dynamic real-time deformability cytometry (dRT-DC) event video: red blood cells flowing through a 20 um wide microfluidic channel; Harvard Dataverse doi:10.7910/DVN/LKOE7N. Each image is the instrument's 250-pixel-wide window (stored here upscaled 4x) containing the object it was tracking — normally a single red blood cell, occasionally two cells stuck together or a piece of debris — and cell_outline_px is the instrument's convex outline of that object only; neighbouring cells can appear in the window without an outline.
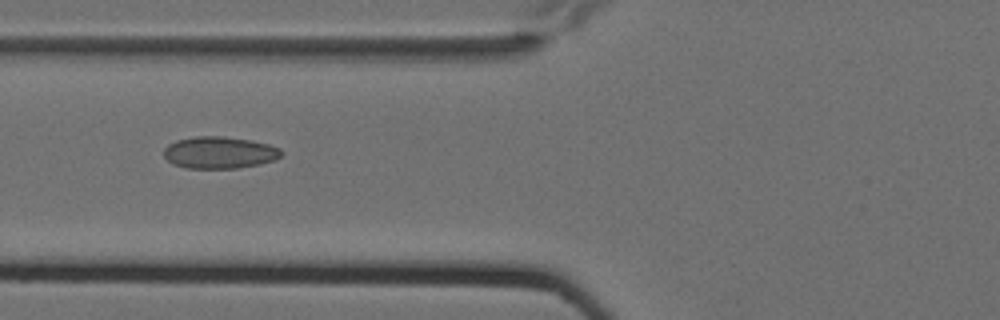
{"species": "Egyptian fruit bat (a non-hibernating species)", "species_latin": "Rousettus aegyptiacus", "temperature_condition": "cold", "stored_images_in_passage": 9, "camera_frame_rate_fps": 3000, "um_per_image_px": 0.085, "animal": {"sex": "female"}, "frame": {"image": 1, "passage_image": 7, "time_ms": 2.0, "image_size_px": [1000, 320], "cell_outline_px": [[284, 152], [276, 160], [260, 164], [240, 168], [184, 168], [172, 164], [164, 156], [164, 148], [168, 144], [176, 140], [196, 136], [224, 136], [252, 140], [268, 144], [280, 148]], "centroid_in_image_um": [18.67, 12.97], "position_along_channel_um": 107.1, "area_um2": 22.14}}
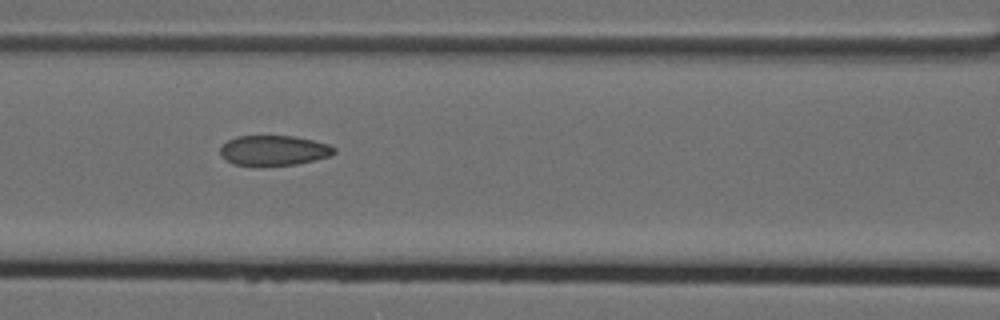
{"frame": {"image": 2, "passage_image": 8, "time_ms": 2.333, "image_size_px": [1000, 320], "cell_outline_px": [[336, 152], [332, 156], [316, 160], [296, 164], [232, 164], [220, 152], [220, 148], [228, 140], [236, 136], [292, 136], [312, 140], [328, 144], [336, 148]], "centroid_in_image_um": [23.33, 12.76], "position_along_channel_um": 143.3, "area_um2": 19.54}}
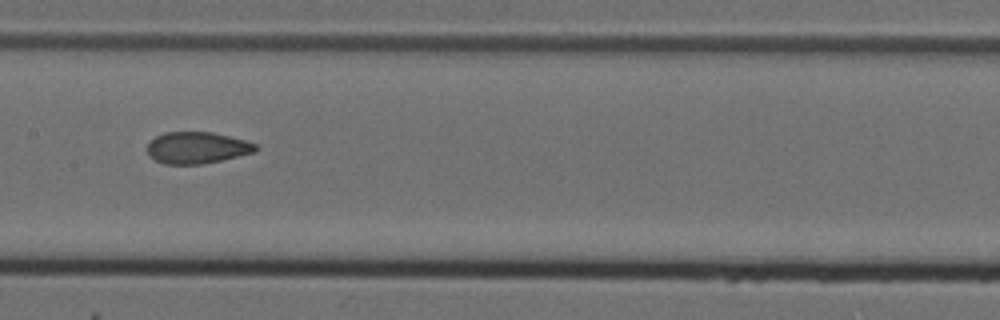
{"frame": {"image": 3, "passage_image": 9, "time_ms": 2.667, "image_size_px": [1000, 320], "cell_outline_px": [[260, 148], [252, 152], [220, 160], [200, 164], [164, 164], [148, 156], [148, 144], [156, 136], [164, 132], [212, 132], [244, 140], [256, 144]], "centroid_in_image_um": [16.71, 12.55], "position_along_channel_um": 190.7, "area_um2": 19.71}}